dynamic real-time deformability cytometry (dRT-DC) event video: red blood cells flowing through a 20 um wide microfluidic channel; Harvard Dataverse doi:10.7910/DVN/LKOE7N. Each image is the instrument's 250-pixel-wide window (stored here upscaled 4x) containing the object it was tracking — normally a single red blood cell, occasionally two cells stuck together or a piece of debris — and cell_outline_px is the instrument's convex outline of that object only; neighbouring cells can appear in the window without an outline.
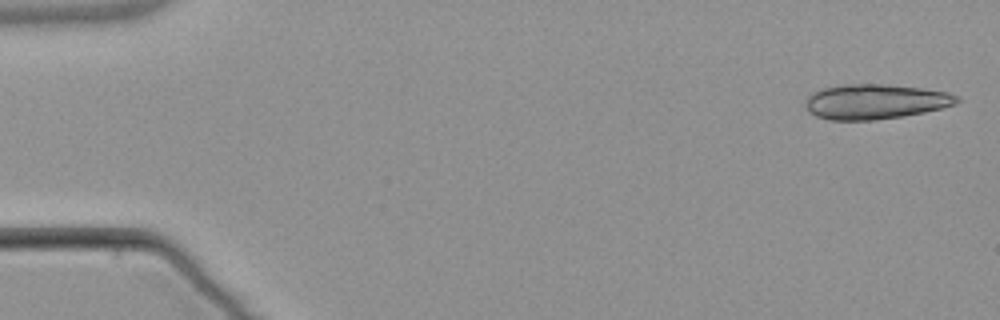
{"species": "common noctule bat (a hibernating species)", "species_latin": "Nyctalus noctula", "temperature_condition": "warm", "stored_images_in_passage": 5, "camera_frame_rate_fps": 3000, "um_per_image_px": 0.085, "animal": {"sex": "male", "body_mass_g": 21.5, "forearm_length_mm": 52.0}, "frame": {"image": 1, "passage_image": 1, "time_ms": 0.0, "image_size_px": [1000, 320], "cell_outline_px": [[960, 100], [956, 104], [924, 112], [904, 116], [876, 120], [828, 120], [816, 116], [808, 112], [804, 104], [804, 100], [812, 92], [824, 88], [844, 84], [888, 84], [924, 88], [948, 92], [960, 96]], "centroid_in_image_um": [74.39, 8.63], "position_along_channel_um": 10.6, "area_um2": 31.21}}
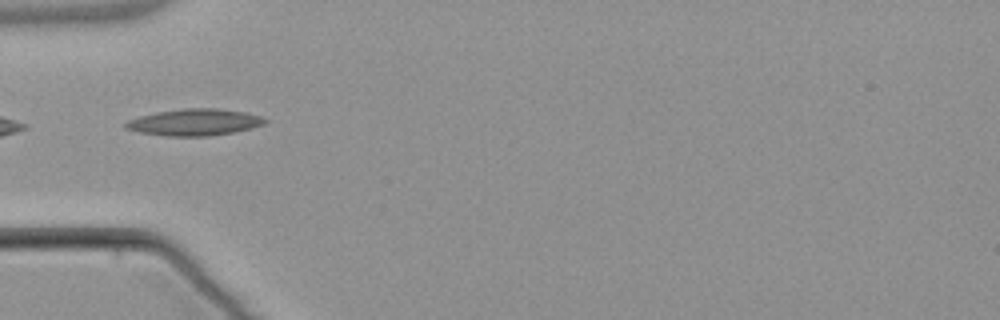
{"frame": {"image": 2, "passage_image": 5, "time_ms": 5.333, "image_size_px": [1000, 320], "cell_outline_px": [[268, 120], [264, 124], [252, 128], [232, 132], [208, 136], [168, 136], [140, 132], [124, 128], [124, 124], [128, 120], [140, 116], [156, 112], [184, 108], [216, 108], [244, 112], [260, 116]], "centroid_in_image_um": [16.52, 10.39], "position_along_channel_um": 68.5, "area_um2": 21.5}}